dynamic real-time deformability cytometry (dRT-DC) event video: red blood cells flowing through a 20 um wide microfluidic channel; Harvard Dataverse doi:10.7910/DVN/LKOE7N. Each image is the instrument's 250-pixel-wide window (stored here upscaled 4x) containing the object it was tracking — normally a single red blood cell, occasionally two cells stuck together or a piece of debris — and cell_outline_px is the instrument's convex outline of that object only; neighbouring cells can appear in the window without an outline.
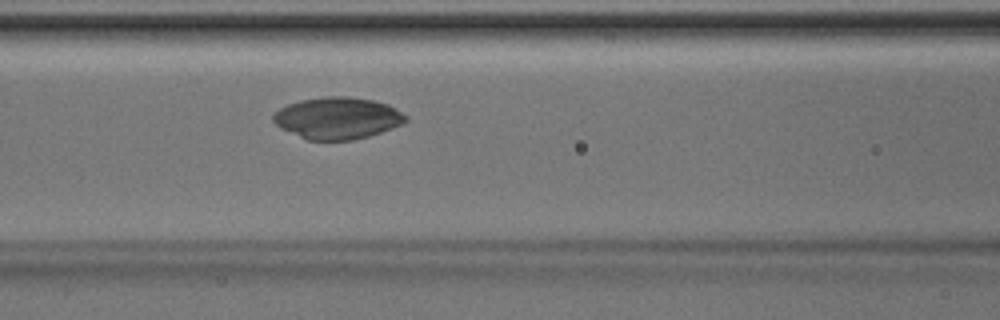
{"species": "Egyptian fruit bat (a non-hibernating species)", "species_latin": "Rousettus aegyptiacus", "temperature_condition": "room temperature", "stored_images_in_passage": 44, "camera_frame_rate_fps": 3000, "um_per_image_px": 0.085, "animal": {"sex": "male"}, "frame": {"image": 1, "passage_image": 16, "time_ms": 5.0, "image_size_px": [1000, 320], "cell_outline_px": [[408, 120], [392, 128], [368, 136], [352, 140], [308, 140], [280, 128], [272, 120], [272, 116], [280, 108], [288, 104], [300, 100], [324, 96], [348, 96], [372, 100], [388, 104], [408, 116]], "centroid_in_image_um": [28.68, 10.03], "position_along_channel_um": 137.9, "area_um2": 32.19}}
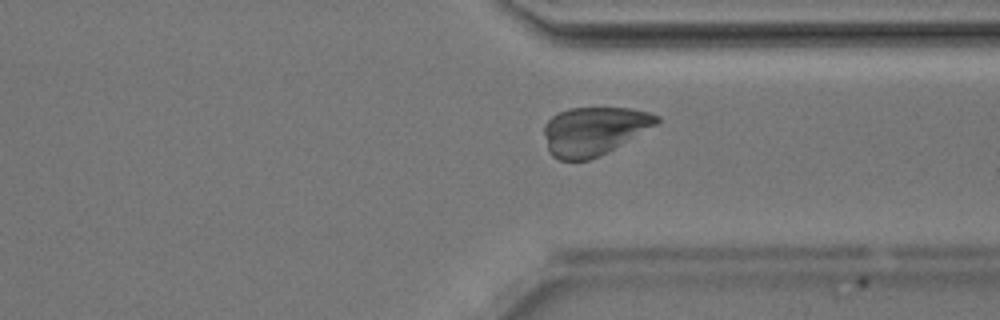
{"frame": {"image": 2, "passage_image": 32, "time_ms": 10.333, "image_size_px": [1000, 320], "cell_outline_px": [[660, 120], [656, 124], [620, 144], [588, 160], [560, 160], [552, 156], [548, 152], [544, 132], [544, 124], [552, 116], [568, 108], [628, 108], [648, 112], [660, 116]], "centroid_in_image_um": [50.43, 11.11], "position_along_channel_um": 361.0, "area_um2": 31.1}}
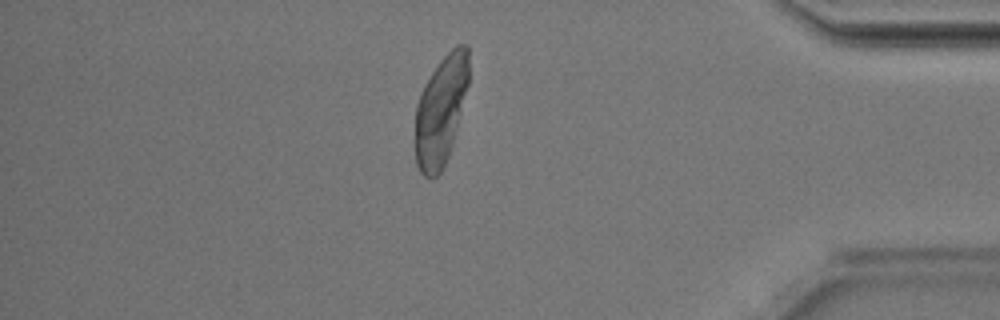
{"frame": {"image": 3, "passage_image": 37, "time_ms": 12.0, "image_size_px": [1000, 320], "cell_outline_px": [[468, 84], [452, 144], [448, 156], [440, 172], [432, 180], [424, 176], [420, 172], [416, 164], [416, 104], [420, 92], [432, 72], [440, 60], [456, 44], [468, 44]], "centroid_in_image_um": [37.46, 9.39], "position_along_channel_um": 397.7, "area_um2": 33.76}}